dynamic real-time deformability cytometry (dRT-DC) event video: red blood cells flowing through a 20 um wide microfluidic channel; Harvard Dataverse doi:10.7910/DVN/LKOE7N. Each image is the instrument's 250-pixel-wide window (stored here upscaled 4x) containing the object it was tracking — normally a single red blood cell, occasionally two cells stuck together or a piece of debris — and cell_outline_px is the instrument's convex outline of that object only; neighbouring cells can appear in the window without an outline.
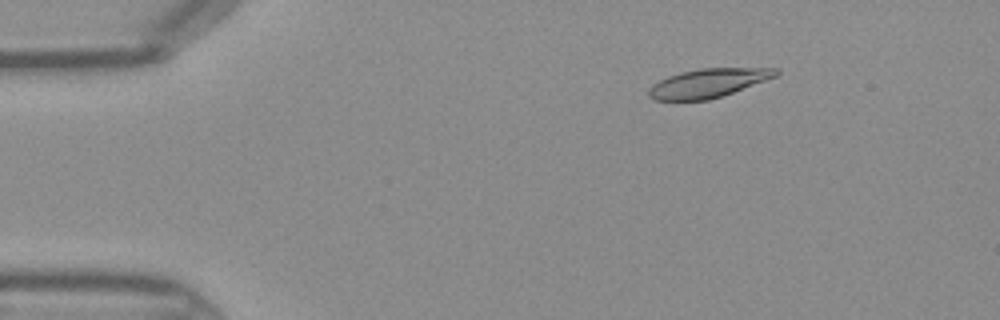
{"species": "Egyptian fruit bat (a non-hibernating species)", "species_latin": "Rousettus aegyptiacus", "temperature_condition": "warm", "stored_images_in_passage": 45, "camera_frame_rate_fps": 3000, "um_per_image_px": 0.085, "frame": {"image": 1, "passage_image": 7, "time_ms": 2.0, "image_size_px": [1000, 320], "cell_outline_px": [[780, 72], [776, 76], [732, 92], [708, 100], [652, 100], [648, 96], [648, 88], [652, 84], [668, 76], [680, 72], [700, 68], [780, 68]], "centroid_in_image_um": [60.15, 7.05], "position_along_channel_um": 24.9, "area_um2": 21.21}}
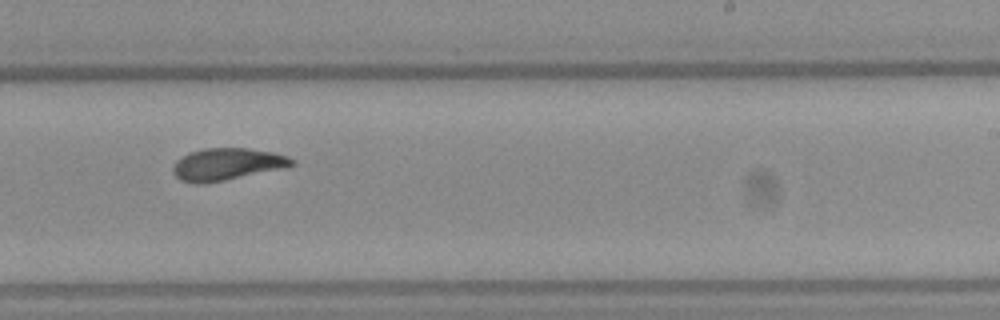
{"frame": {"image": 2, "passage_image": 28, "time_ms": 9.0, "image_size_px": [1000, 320], "cell_outline_px": [[296, 164], [288, 168], [204, 184], [196, 184], [180, 180], [172, 172], [172, 168], [176, 160], [188, 152], [204, 148], [248, 148], [272, 152], [288, 156], [296, 160]], "centroid_in_image_um": [19.32, 13.96], "position_along_channel_um": 269.7, "area_um2": 22.66}}
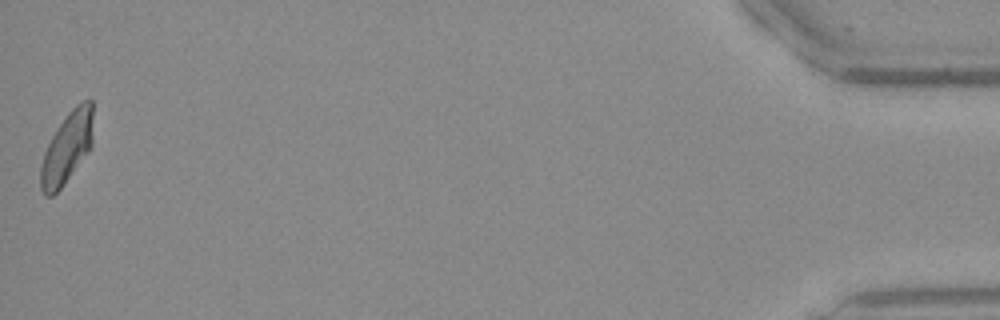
{"frame": {"image": 3, "passage_image": 45, "time_ms": 14.667, "image_size_px": [1000, 320], "cell_outline_px": [[92, 148], [60, 188], [52, 196], [44, 196], [40, 188], [40, 168], [44, 152], [52, 136], [68, 112], [76, 104], [84, 100], [92, 100]], "centroid_in_image_um": [5.69, 12.57], "position_along_channel_um": 429.5, "area_um2": 21.62}}